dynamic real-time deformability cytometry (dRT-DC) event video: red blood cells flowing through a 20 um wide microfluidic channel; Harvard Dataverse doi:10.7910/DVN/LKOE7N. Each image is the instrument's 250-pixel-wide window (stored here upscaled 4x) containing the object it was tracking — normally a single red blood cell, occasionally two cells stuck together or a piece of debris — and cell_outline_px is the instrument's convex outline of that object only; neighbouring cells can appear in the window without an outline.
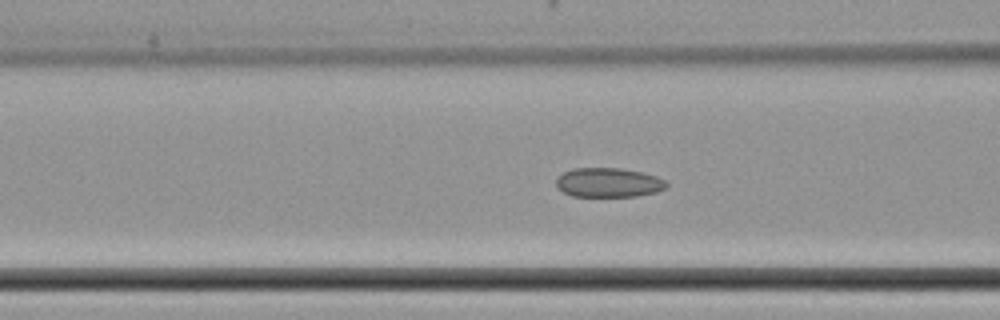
{"species": "common noctule bat (a hibernating species)", "species_latin": "Nyctalus noctula", "temperature_condition": "cold", "stored_images_in_passage": 53, "camera_frame_rate_fps": 3000, "um_per_image_px": 0.085, "animal": {"sex": "female", "body_mass_g": 22.7, "forearm_length_mm": 54.2}, "frame": {"image": 1, "passage_image": 22, "time_ms": 7.0, "image_size_px": [1000, 320], "cell_outline_px": [[668, 184], [664, 188], [656, 192], [636, 196], [572, 196], [564, 192], [556, 184], [556, 180], [564, 172], [572, 168], [620, 168], [640, 172], [656, 176], [664, 180]], "centroid_in_image_um": [51.72, 15.51], "position_along_channel_um": 114.9, "area_um2": 18.61}}
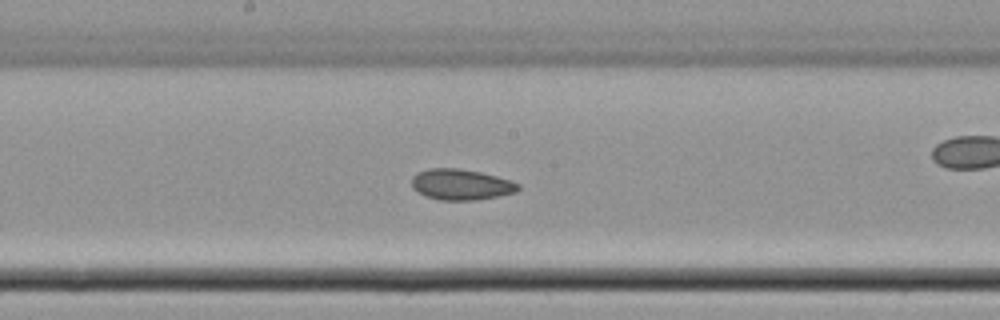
{"frame": {"image": 2, "passage_image": 29, "time_ms": 9.333, "image_size_px": [1000, 320], "cell_outline_px": [[520, 188], [516, 192], [476, 200], [440, 200], [428, 196], [412, 188], [412, 176], [416, 172], [428, 168], [460, 168], [480, 172], [496, 176], [520, 184]], "centroid_in_image_um": [39.17, 15.67], "position_along_channel_um": 209.0, "area_um2": 19.02}}
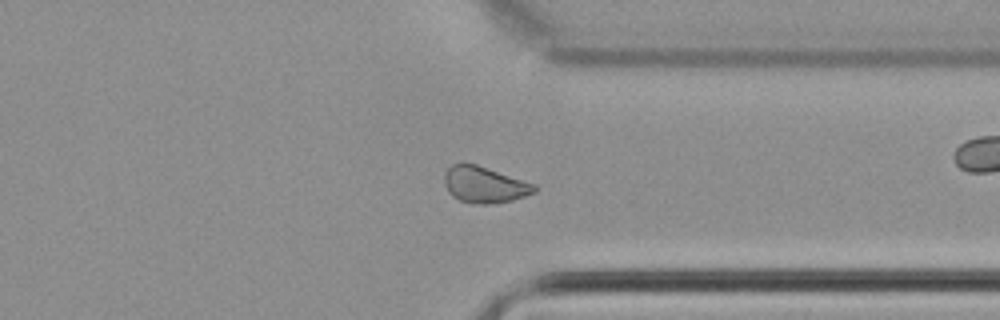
{"frame": {"image": 3, "passage_image": 41, "time_ms": 13.333, "image_size_px": [1000, 320], "cell_outline_px": [[540, 188], [536, 192], [512, 200], [488, 204], [472, 204], [460, 200], [452, 196], [448, 192], [444, 184], [444, 172], [452, 164], [476, 164], [536, 184]], "centroid_in_image_um": [41.19, 15.71], "position_along_channel_um": 370.2, "area_um2": 19.13}}